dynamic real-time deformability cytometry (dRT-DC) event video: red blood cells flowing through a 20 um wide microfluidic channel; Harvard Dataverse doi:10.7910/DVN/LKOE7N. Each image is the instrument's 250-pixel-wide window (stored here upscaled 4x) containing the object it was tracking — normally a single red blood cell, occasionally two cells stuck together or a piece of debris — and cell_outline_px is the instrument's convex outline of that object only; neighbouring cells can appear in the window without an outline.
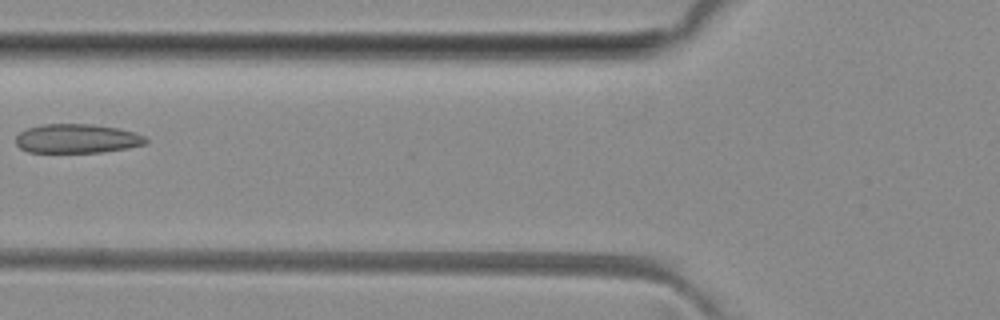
{"species": "common noctule bat (a hibernating species)", "species_latin": "Nyctalus noctula", "temperature_condition": "room temperature", "stored_images_in_passage": 8, "camera_frame_rate_fps": 3000, "um_per_image_px": 0.085, "animal": {"sex": "female", "body_mass_g": 29.2, "forearm_length_mm": 56.3}, "frame": {"image": 1, "passage_image": 6, "time_ms": 6.667, "image_size_px": [1000, 320], "cell_outline_px": [[148, 140], [144, 144], [124, 148], [100, 152], [28, 152], [20, 148], [16, 144], [16, 136], [20, 132], [28, 128], [44, 124], [92, 124], [120, 128], [136, 132], [144, 136]], "centroid_in_image_um": [6.54, 11.77], "position_along_channel_um": 119.3, "area_um2": 21.96}}
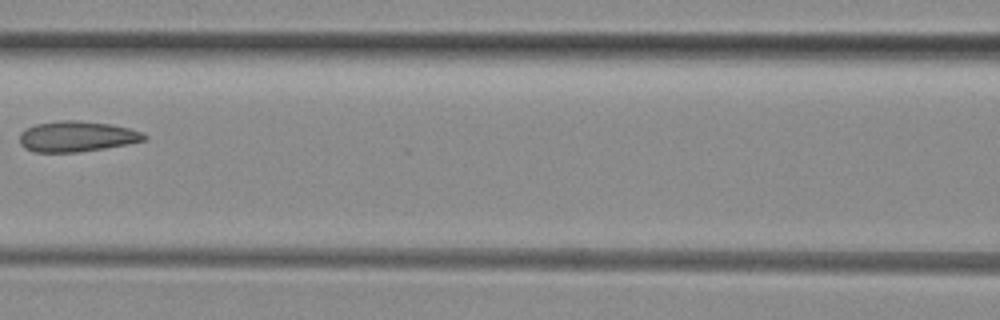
{"frame": {"image": 2, "passage_image": 7, "time_ms": 7.667, "image_size_px": [1000, 320], "cell_outline_px": [[148, 136], [144, 140], [104, 148], [80, 152], [36, 152], [24, 148], [20, 144], [20, 132], [36, 124], [60, 120], [76, 120], [112, 124], [128, 128], [140, 132]], "centroid_in_image_um": [6.49, 11.59], "position_along_channel_um": 160.1, "area_um2": 22.02}}
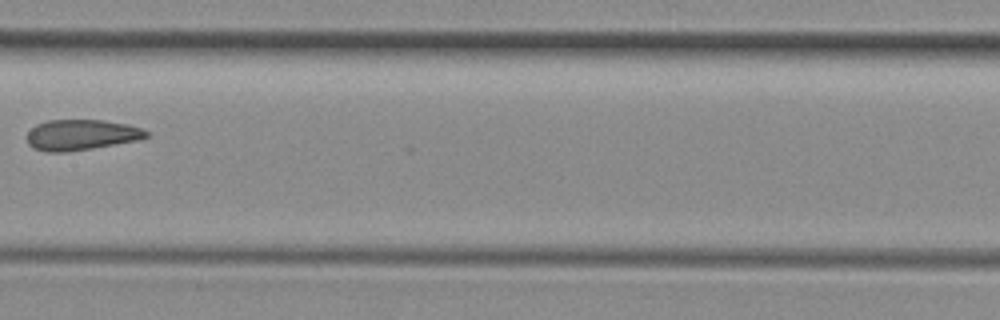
{"frame": {"image": 3, "passage_image": 8, "time_ms": 8.667, "image_size_px": [1000, 320], "cell_outline_px": [[148, 136], [136, 140], [92, 148], [64, 152], [48, 152], [32, 148], [28, 144], [28, 132], [36, 124], [48, 120], [104, 120], [128, 124], [140, 128], [148, 132]], "centroid_in_image_um": [6.87, 11.46], "position_along_channel_um": 200.5, "area_um2": 21.1}}